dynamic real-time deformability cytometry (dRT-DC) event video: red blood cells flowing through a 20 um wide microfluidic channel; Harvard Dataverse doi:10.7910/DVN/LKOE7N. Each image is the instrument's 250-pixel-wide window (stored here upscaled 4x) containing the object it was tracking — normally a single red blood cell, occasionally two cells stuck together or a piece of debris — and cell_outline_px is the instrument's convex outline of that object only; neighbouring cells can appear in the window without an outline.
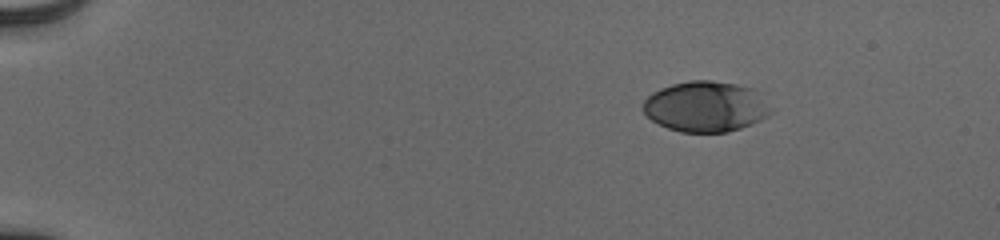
{"species": "human", "species_latin": "Homo sapiens", "temperature_condition": "cold", "stored_images_in_passage": 47, "camera_frame_rate_fps": 3000, "um_per_image_px": 0.085, "donor": {"sex": "male"}, "frame": {"image": 1, "passage_image": 1, "time_ms": 0.0, "image_size_px": [1000, 240], "cell_outline_px": [[776, 108], [768, 116], [752, 124], [728, 132], [680, 132], [668, 128], [652, 120], [644, 112], [644, 100], [652, 92], [660, 88], [672, 84], [692, 80], [712, 80], [736, 84], [752, 88]], "centroid_in_image_um": [60.04, 9.05], "position_along_channel_um": 25.0, "area_um2": 37.86}}
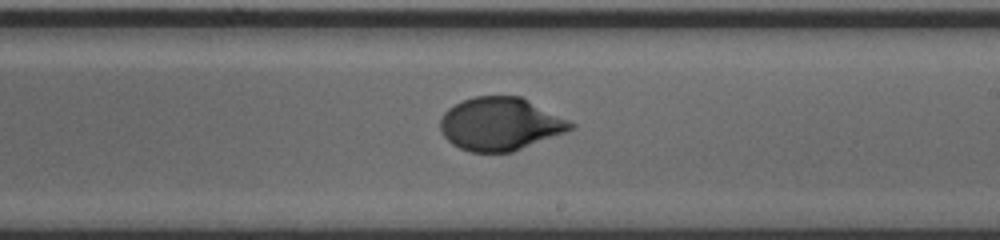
{"frame": {"image": 2, "passage_image": 27, "time_ms": 8.667, "image_size_px": [1000, 240], "cell_outline_px": [[576, 128], [512, 152], [472, 152], [460, 148], [452, 144], [444, 136], [440, 128], [440, 116], [448, 108], [464, 100], [476, 96], [520, 96], [576, 124]], "centroid_in_image_um": [42.51, 10.54], "position_along_channel_um": 246.5, "area_um2": 40.0}}
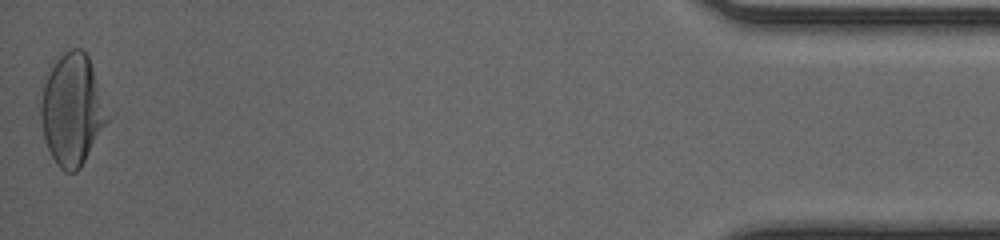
{"frame": {"image": 3, "passage_image": 47, "time_ms": 15.333, "image_size_px": [1000, 240], "cell_outline_px": [[108, 120], [80, 168], [76, 172], [64, 172], [56, 164], [44, 140], [40, 116], [40, 104], [44, 72], [52, 60], [64, 52], [72, 48], [80, 48], [88, 56], [92, 68]], "centroid_in_image_um": [6.04, 9.29], "position_along_channel_um": 429.2, "area_um2": 43.0}, "authors_computed_cell_mechanics": {"area_um2": 39.6508, "velocity_mm_per_s": 3.8996, "shape_relaxation_time_tau1_ms": 3.8679, "shape_relaxation_time_tau2_ms": null, "deformation_change_tau1": 0.1733, "deformation_change_tau2": null}}